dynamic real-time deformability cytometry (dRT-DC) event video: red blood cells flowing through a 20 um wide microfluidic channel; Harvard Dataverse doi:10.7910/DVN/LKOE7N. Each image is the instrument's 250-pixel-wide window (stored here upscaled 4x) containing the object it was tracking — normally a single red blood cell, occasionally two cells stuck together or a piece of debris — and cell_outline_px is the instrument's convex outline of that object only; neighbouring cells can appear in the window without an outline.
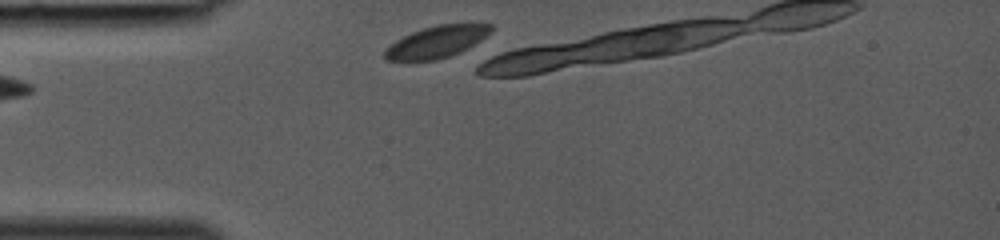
{"species": "common noctule bat (a hibernating species)", "species_latin": "Nyctalus noctula", "temperature_condition": "room temperature", "stored_images_in_passage": 1, "camera_frame_rate_fps": 3000, "um_per_image_px": 0.085, "animal": {"sex": "female", "body_mass_g": 19.0, "forearm_length_mm": 53.3}, "frame": {"image": 1, "passage_image": 1, "time_ms": 0.0, "image_size_px": [1000, 240], "cell_outline_px": [[492, 32], [468, 48], [460, 52], [436, 60], [384, 60], [384, 48], [396, 40], [412, 32], [436, 24], [492, 24]], "centroid_in_image_um": [37.09, 3.56], "position_along_channel_um": 47.9, "area_um2": 19.54}}